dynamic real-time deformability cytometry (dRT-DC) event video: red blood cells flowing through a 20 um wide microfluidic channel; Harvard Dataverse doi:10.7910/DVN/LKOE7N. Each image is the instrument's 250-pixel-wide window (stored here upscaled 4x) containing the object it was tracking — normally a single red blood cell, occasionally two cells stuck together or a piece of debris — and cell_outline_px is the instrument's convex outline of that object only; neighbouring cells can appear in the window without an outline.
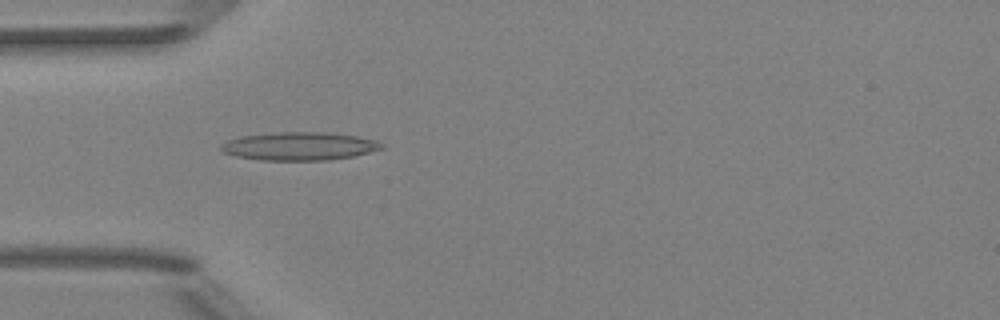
{"species": "Egyptian fruit bat (a non-hibernating species)", "species_latin": "Rousettus aegyptiacus", "temperature_condition": "room temperature", "stored_images_in_passage": 51, "camera_frame_rate_fps": 3000, "um_per_image_px": 0.085, "animal": {"sex": "female"}, "frame": {"image": 1, "passage_image": 15, "time_ms": 4.667, "image_size_px": [1000, 320], "cell_outline_px": [[384, 148], [352, 156], [328, 160], [260, 160], [236, 156], [224, 152], [220, 148], [220, 144], [228, 140], [240, 136], [280, 132], [332, 132], [380, 140], [384, 144]], "centroid_in_image_um": [25.48, 12.41], "position_along_channel_um": 59.5, "area_um2": 26.47}}
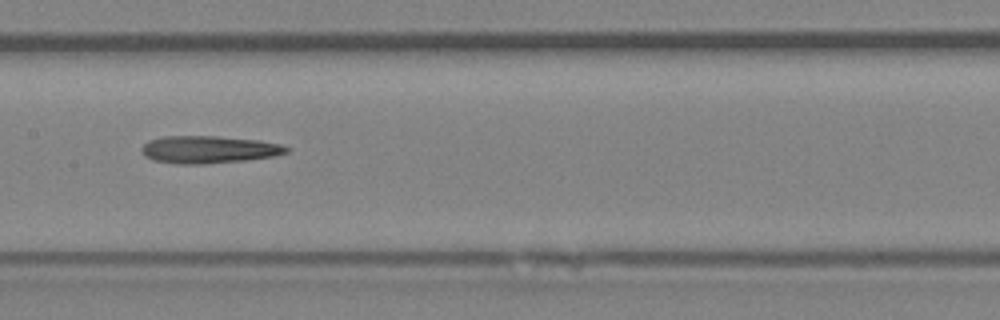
{"frame": {"image": 2, "passage_image": 25, "time_ms": 8.0, "image_size_px": [1000, 320], "cell_outline_px": [[288, 152], [272, 156], [244, 160], [204, 164], [176, 164], [152, 160], [144, 156], [140, 148], [148, 140], [164, 136], [216, 136], [260, 140], [280, 144], [288, 148]], "centroid_in_image_um": [17.68, 12.71], "position_along_channel_um": 189.7, "area_um2": 23.18}}
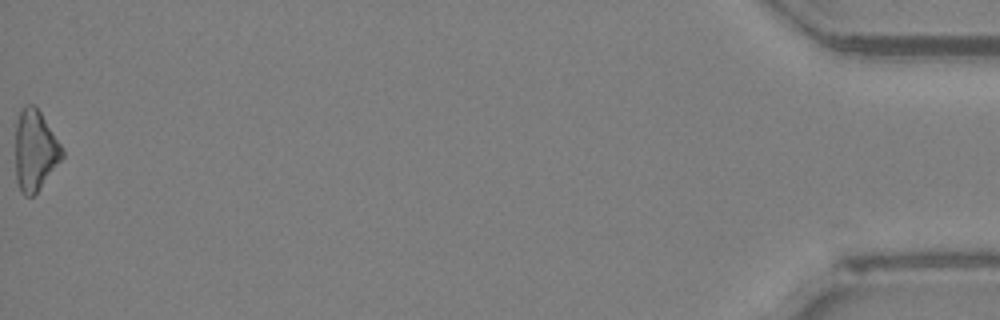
{"frame": {"image": 3, "passage_image": 51, "time_ms": 16.667, "image_size_px": [1000, 320], "cell_outline_px": [[64, 156], [36, 192], [32, 196], [24, 196], [20, 192], [16, 180], [16, 120], [20, 108], [24, 104], [32, 104], [40, 112], [64, 148]], "centroid_in_image_um": [2.97, 12.76], "position_along_channel_um": 432.2, "area_um2": 21.96}, "authors_computed_cell_mechanics": {"area_um2": 22.8888, "velocity_mm_per_s": 3.9979, "shape_relaxation_time_tau1_ms": 7.357, "shape_relaxation_time_tau2_ms": null, "deformation_change_tau1": 0.167, "deformation_change_tau2": null}}